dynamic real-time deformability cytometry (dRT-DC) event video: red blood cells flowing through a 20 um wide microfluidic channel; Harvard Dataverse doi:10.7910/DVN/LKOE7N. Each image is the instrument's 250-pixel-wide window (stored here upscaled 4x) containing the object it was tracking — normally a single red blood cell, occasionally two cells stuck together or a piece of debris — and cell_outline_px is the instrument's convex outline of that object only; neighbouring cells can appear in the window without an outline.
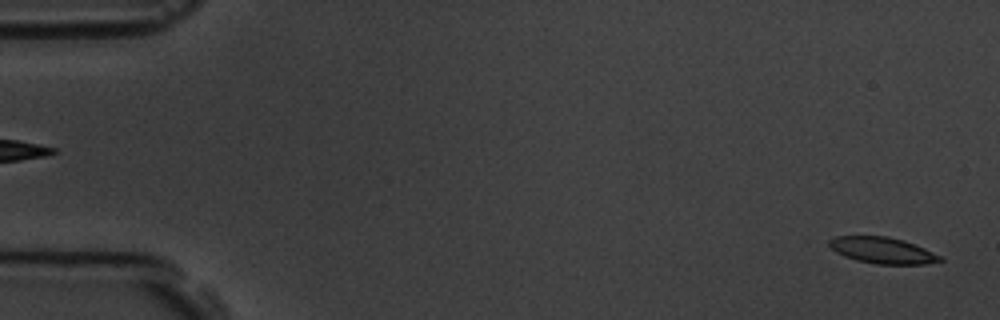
{"species": "common noctule bat (a hibernating species)", "species_latin": "Nyctalus noctula", "temperature_condition": "room temperature", "stored_images_in_passage": 6, "segment_of_instrument_passage": [2, 2], "camera_frame_rate_fps": 3000, "um_per_image_px": 0.085, "animal": {"sex": "male", "body_mass_g": 19.5, "forearm_length_mm": 54.6}, "frame": {"image": 1, "passage_image": 6, "time_ms": 5.667, "image_size_px": [1000, 320], "cell_outline_px": [[944, 260], [924, 264], [876, 264], [856, 260], [844, 256], [836, 252], [828, 244], [828, 240], [836, 236], [888, 236], [904, 240], [916, 244], [940, 256]], "centroid_in_image_um": [74.99, 21.27], "position_along_channel_um": 10.0, "area_um2": 16.94}}